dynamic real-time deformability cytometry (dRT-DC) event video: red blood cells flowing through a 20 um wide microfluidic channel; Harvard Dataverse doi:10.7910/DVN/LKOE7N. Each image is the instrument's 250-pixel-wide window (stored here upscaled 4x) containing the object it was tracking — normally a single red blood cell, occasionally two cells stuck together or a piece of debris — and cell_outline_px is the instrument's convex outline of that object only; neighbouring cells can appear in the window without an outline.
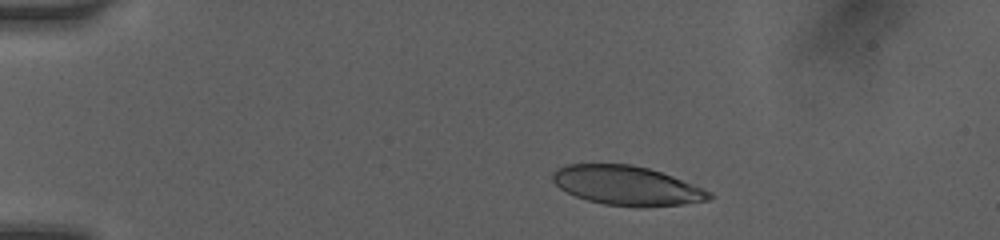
{"species": "human", "species_latin": "Homo sapiens", "temperature_condition": "room temperature", "stored_images_in_passage": 6, "camera_frame_rate_fps": 3000, "um_per_image_px": 0.085, "donor": {"sex": "female"}, "frame": {"image": 1, "passage_image": 2, "time_ms": 1.667, "image_size_px": [1000, 240], "cell_outline_px": [[712, 196], [708, 200], [684, 204], [644, 208], [640, 208], [604, 204], [588, 200], [576, 196], [560, 188], [552, 180], [552, 172], [556, 168], [564, 164], [632, 164], [648, 168], [672, 176], [712, 192]], "centroid_in_image_um": [53.26, 15.78], "position_along_channel_um": 31.7, "area_um2": 35.95}}
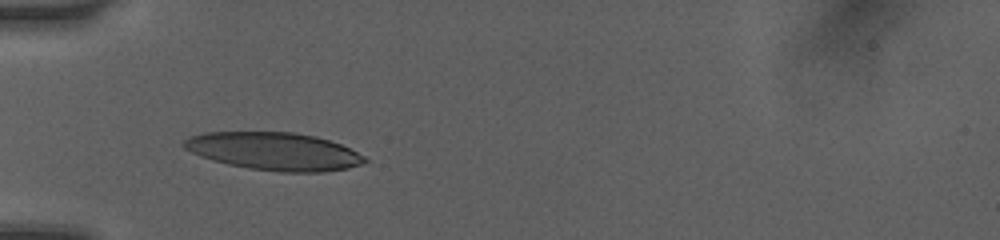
{"frame": {"image": 2, "passage_image": 5, "time_ms": 4.0, "image_size_px": [1000, 240], "cell_outline_px": [[368, 160], [364, 164], [348, 168], [324, 172], [280, 172], [252, 168], [228, 164], [212, 160], [200, 156], [184, 148], [180, 144], [188, 136], [204, 132], [296, 132], [316, 136], [340, 144], [364, 156]], "centroid_in_image_um": [23.28, 12.85], "position_along_channel_um": 61.7, "area_um2": 39.88}}